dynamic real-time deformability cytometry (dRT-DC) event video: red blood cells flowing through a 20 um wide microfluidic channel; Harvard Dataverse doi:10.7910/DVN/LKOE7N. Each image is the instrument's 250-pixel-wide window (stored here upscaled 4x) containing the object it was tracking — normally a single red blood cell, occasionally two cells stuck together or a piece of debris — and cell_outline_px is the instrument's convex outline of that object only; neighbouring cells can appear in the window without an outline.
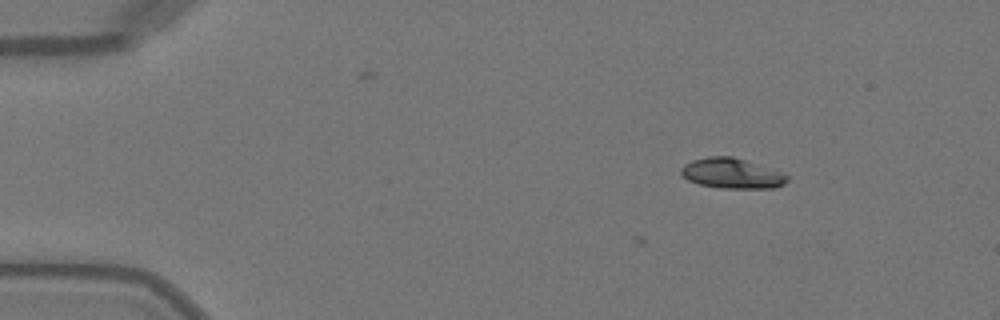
{"species": "Egyptian fruit bat (a non-hibernating species)", "species_latin": "Rousettus aegyptiacus", "temperature_condition": "warm", "stored_images_in_passage": 8, "camera_frame_rate_fps": 3000, "um_per_image_px": 0.085, "animal": {"sex": "female"}, "frame": {"image": 1, "passage_image": 1, "time_ms": 0.0, "image_size_px": [1000, 320], "cell_outline_px": [[788, 180], [784, 184], [776, 188], [720, 188], [700, 184], [688, 180], [680, 172], [680, 168], [684, 164], [692, 160], [708, 156], [732, 156], [784, 172], [788, 176]], "centroid_in_image_um": [62.23, 14.73], "position_along_channel_um": 22.8, "area_um2": 18.79}}